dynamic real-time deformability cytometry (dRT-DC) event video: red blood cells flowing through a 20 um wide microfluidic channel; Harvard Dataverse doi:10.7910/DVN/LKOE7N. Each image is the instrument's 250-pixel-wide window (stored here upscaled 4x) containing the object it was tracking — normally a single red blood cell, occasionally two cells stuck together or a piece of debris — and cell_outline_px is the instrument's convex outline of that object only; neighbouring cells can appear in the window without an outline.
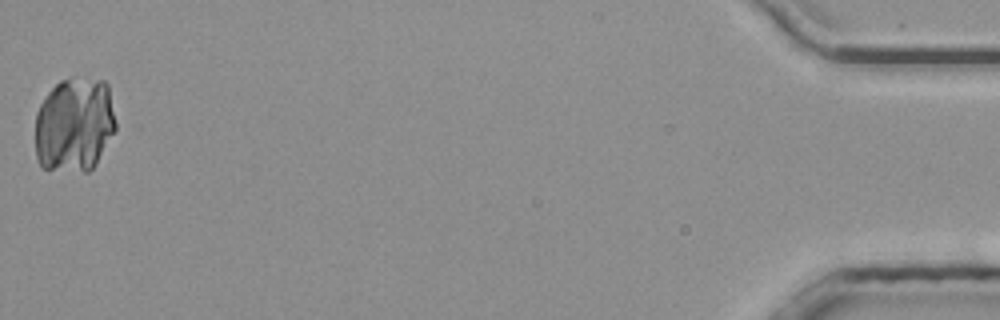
{"species": "common noctule bat (a hibernating species)", "species_latin": "Nyctalus noctula", "temperature_condition": "room temperature", "stored_images_in_passage": 38, "camera_frame_rate_fps": 3000, "um_per_image_px": 0.085, "animal": {"sex": "male", "body_mass_g": 20.4}, "frame": {"image": 1, "passage_image": 38, "time_ms": 12.333, "image_size_px": [1000, 320], "cell_outline_px": [[116, 132], [96, 164], [88, 172], [84, 172], [40, 168], [36, 160], [36, 112], [40, 104], [48, 92], [60, 80], [72, 76], [84, 76], [104, 80], [108, 84], [116, 124]], "centroid_in_image_um": [6.34, 10.59], "position_along_channel_um": 428.9, "area_um2": 45.6}}